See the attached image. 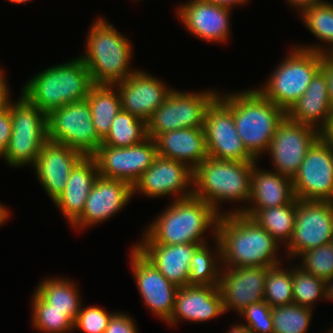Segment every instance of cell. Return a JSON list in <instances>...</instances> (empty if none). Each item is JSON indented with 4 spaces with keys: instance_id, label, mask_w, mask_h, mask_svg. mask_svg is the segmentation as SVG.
<instances>
[{
    "instance_id": "6da1fadb",
    "label": "cell",
    "mask_w": 333,
    "mask_h": 333,
    "mask_svg": "<svg viewBox=\"0 0 333 333\" xmlns=\"http://www.w3.org/2000/svg\"><path fill=\"white\" fill-rule=\"evenodd\" d=\"M216 238L220 243L223 268L282 264L276 255L280 244L252 217L242 213L231 211L220 215Z\"/></svg>"
},
{
    "instance_id": "7a4b0ae2",
    "label": "cell",
    "mask_w": 333,
    "mask_h": 333,
    "mask_svg": "<svg viewBox=\"0 0 333 333\" xmlns=\"http://www.w3.org/2000/svg\"><path fill=\"white\" fill-rule=\"evenodd\" d=\"M219 217L220 214L210 204L193 195L174 199L145 229L143 240L138 244H205L204 233L209 227L216 237Z\"/></svg>"
},
{
    "instance_id": "3957f363",
    "label": "cell",
    "mask_w": 333,
    "mask_h": 333,
    "mask_svg": "<svg viewBox=\"0 0 333 333\" xmlns=\"http://www.w3.org/2000/svg\"><path fill=\"white\" fill-rule=\"evenodd\" d=\"M94 85L91 73L78 57L35 74L21 94L48 114L58 107L85 100Z\"/></svg>"
},
{
    "instance_id": "277c9868",
    "label": "cell",
    "mask_w": 333,
    "mask_h": 333,
    "mask_svg": "<svg viewBox=\"0 0 333 333\" xmlns=\"http://www.w3.org/2000/svg\"><path fill=\"white\" fill-rule=\"evenodd\" d=\"M86 47L84 56L79 57L91 73L94 84L113 85L136 71L129 66L132 44L104 18L96 19L89 29Z\"/></svg>"
},
{
    "instance_id": "5b68a950",
    "label": "cell",
    "mask_w": 333,
    "mask_h": 333,
    "mask_svg": "<svg viewBox=\"0 0 333 333\" xmlns=\"http://www.w3.org/2000/svg\"><path fill=\"white\" fill-rule=\"evenodd\" d=\"M254 163L217 160L208 156L193 171L192 195L210 204L220 215L224 213L219 205L224 201L248 203Z\"/></svg>"
},
{
    "instance_id": "8992f818",
    "label": "cell",
    "mask_w": 333,
    "mask_h": 333,
    "mask_svg": "<svg viewBox=\"0 0 333 333\" xmlns=\"http://www.w3.org/2000/svg\"><path fill=\"white\" fill-rule=\"evenodd\" d=\"M286 112L256 88L233 93V118L247 151L258 161L268 152L272 138Z\"/></svg>"
},
{
    "instance_id": "52a82bcc",
    "label": "cell",
    "mask_w": 333,
    "mask_h": 333,
    "mask_svg": "<svg viewBox=\"0 0 333 333\" xmlns=\"http://www.w3.org/2000/svg\"><path fill=\"white\" fill-rule=\"evenodd\" d=\"M324 54L294 47L257 90L287 112L320 70Z\"/></svg>"
},
{
    "instance_id": "ba28073f",
    "label": "cell",
    "mask_w": 333,
    "mask_h": 333,
    "mask_svg": "<svg viewBox=\"0 0 333 333\" xmlns=\"http://www.w3.org/2000/svg\"><path fill=\"white\" fill-rule=\"evenodd\" d=\"M10 100L6 106L10 109L12 134L2 158L12 167L30 164L33 167L42 146L48 140L47 114L23 94L14 103Z\"/></svg>"
},
{
    "instance_id": "9c48e42d",
    "label": "cell",
    "mask_w": 333,
    "mask_h": 333,
    "mask_svg": "<svg viewBox=\"0 0 333 333\" xmlns=\"http://www.w3.org/2000/svg\"><path fill=\"white\" fill-rule=\"evenodd\" d=\"M219 96L217 91L181 92L172 90L165 102L146 122L147 136L182 128H203L207 109Z\"/></svg>"
},
{
    "instance_id": "30bf717a",
    "label": "cell",
    "mask_w": 333,
    "mask_h": 333,
    "mask_svg": "<svg viewBox=\"0 0 333 333\" xmlns=\"http://www.w3.org/2000/svg\"><path fill=\"white\" fill-rule=\"evenodd\" d=\"M204 132L208 156L217 160L258 162L238 135L233 118V93L222 94L206 112Z\"/></svg>"
},
{
    "instance_id": "8fae6325",
    "label": "cell",
    "mask_w": 333,
    "mask_h": 333,
    "mask_svg": "<svg viewBox=\"0 0 333 333\" xmlns=\"http://www.w3.org/2000/svg\"><path fill=\"white\" fill-rule=\"evenodd\" d=\"M47 137L48 140L65 144L85 156H92L102 145L86 99L50 111L47 114Z\"/></svg>"
},
{
    "instance_id": "7c38bea8",
    "label": "cell",
    "mask_w": 333,
    "mask_h": 333,
    "mask_svg": "<svg viewBox=\"0 0 333 333\" xmlns=\"http://www.w3.org/2000/svg\"><path fill=\"white\" fill-rule=\"evenodd\" d=\"M292 183L297 199L333 201V141L326 134L309 148Z\"/></svg>"
},
{
    "instance_id": "4fadbf2b",
    "label": "cell",
    "mask_w": 333,
    "mask_h": 333,
    "mask_svg": "<svg viewBox=\"0 0 333 333\" xmlns=\"http://www.w3.org/2000/svg\"><path fill=\"white\" fill-rule=\"evenodd\" d=\"M333 239V201L298 199L295 226L285 246L289 258L329 244ZM297 256V257H296Z\"/></svg>"
},
{
    "instance_id": "5bb4252c",
    "label": "cell",
    "mask_w": 333,
    "mask_h": 333,
    "mask_svg": "<svg viewBox=\"0 0 333 333\" xmlns=\"http://www.w3.org/2000/svg\"><path fill=\"white\" fill-rule=\"evenodd\" d=\"M321 135L312 126L294 122L286 116L277 126L268 149L274 171L293 179L309 148Z\"/></svg>"
},
{
    "instance_id": "9a60e30c",
    "label": "cell",
    "mask_w": 333,
    "mask_h": 333,
    "mask_svg": "<svg viewBox=\"0 0 333 333\" xmlns=\"http://www.w3.org/2000/svg\"><path fill=\"white\" fill-rule=\"evenodd\" d=\"M92 156L97 162L99 176L123 180L133 186L158 154L155 140L148 137L128 147L101 145Z\"/></svg>"
},
{
    "instance_id": "2e32d148",
    "label": "cell",
    "mask_w": 333,
    "mask_h": 333,
    "mask_svg": "<svg viewBox=\"0 0 333 333\" xmlns=\"http://www.w3.org/2000/svg\"><path fill=\"white\" fill-rule=\"evenodd\" d=\"M130 257L135 282L146 307L168 322L179 287L169 282L135 246H132Z\"/></svg>"
},
{
    "instance_id": "e0dca14e",
    "label": "cell",
    "mask_w": 333,
    "mask_h": 333,
    "mask_svg": "<svg viewBox=\"0 0 333 333\" xmlns=\"http://www.w3.org/2000/svg\"><path fill=\"white\" fill-rule=\"evenodd\" d=\"M132 189L133 196L139 192L148 197L176 194L175 199L187 198L193 194V170L176 160L157 156Z\"/></svg>"
},
{
    "instance_id": "ac0fdd59",
    "label": "cell",
    "mask_w": 333,
    "mask_h": 333,
    "mask_svg": "<svg viewBox=\"0 0 333 333\" xmlns=\"http://www.w3.org/2000/svg\"><path fill=\"white\" fill-rule=\"evenodd\" d=\"M267 268L262 266L221 268L218 288L224 313L233 309L239 314L249 305L265 301Z\"/></svg>"
},
{
    "instance_id": "d6986e66",
    "label": "cell",
    "mask_w": 333,
    "mask_h": 333,
    "mask_svg": "<svg viewBox=\"0 0 333 333\" xmlns=\"http://www.w3.org/2000/svg\"><path fill=\"white\" fill-rule=\"evenodd\" d=\"M113 85L119 92L122 110L145 122L173 90L167 88L160 79L142 70H136L127 79Z\"/></svg>"
},
{
    "instance_id": "ffe728a7",
    "label": "cell",
    "mask_w": 333,
    "mask_h": 333,
    "mask_svg": "<svg viewBox=\"0 0 333 333\" xmlns=\"http://www.w3.org/2000/svg\"><path fill=\"white\" fill-rule=\"evenodd\" d=\"M132 196V185L128 182L98 176L81 216L71 226L82 230L101 223L121 211Z\"/></svg>"
},
{
    "instance_id": "44dd1931",
    "label": "cell",
    "mask_w": 333,
    "mask_h": 333,
    "mask_svg": "<svg viewBox=\"0 0 333 333\" xmlns=\"http://www.w3.org/2000/svg\"><path fill=\"white\" fill-rule=\"evenodd\" d=\"M84 156L74 148L51 140L42 146L33 169L53 202L63 192L69 174Z\"/></svg>"
},
{
    "instance_id": "7402d4cb",
    "label": "cell",
    "mask_w": 333,
    "mask_h": 333,
    "mask_svg": "<svg viewBox=\"0 0 333 333\" xmlns=\"http://www.w3.org/2000/svg\"><path fill=\"white\" fill-rule=\"evenodd\" d=\"M177 7V17L195 37L209 42H226L230 34L231 8L189 0Z\"/></svg>"
},
{
    "instance_id": "603a6c76",
    "label": "cell",
    "mask_w": 333,
    "mask_h": 333,
    "mask_svg": "<svg viewBox=\"0 0 333 333\" xmlns=\"http://www.w3.org/2000/svg\"><path fill=\"white\" fill-rule=\"evenodd\" d=\"M286 116L294 122L312 126L321 134L330 131L333 124V107L325 75L320 70L312 78L305 93L286 112Z\"/></svg>"
},
{
    "instance_id": "cb8c5ba5",
    "label": "cell",
    "mask_w": 333,
    "mask_h": 333,
    "mask_svg": "<svg viewBox=\"0 0 333 333\" xmlns=\"http://www.w3.org/2000/svg\"><path fill=\"white\" fill-rule=\"evenodd\" d=\"M222 297L218 286L187 285L179 287L170 326H175L180 320L204 322L223 315Z\"/></svg>"
},
{
    "instance_id": "d4e9b609",
    "label": "cell",
    "mask_w": 333,
    "mask_h": 333,
    "mask_svg": "<svg viewBox=\"0 0 333 333\" xmlns=\"http://www.w3.org/2000/svg\"><path fill=\"white\" fill-rule=\"evenodd\" d=\"M157 154L195 170L207 157L204 128H182L159 134L155 139Z\"/></svg>"
},
{
    "instance_id": "484cf974",
    "label": "cell",
    "mask_w": 333,
    "mask_h": 333,
    "mask_svg": "<svg viewBox=\"0 0 333 333\" xmlns=\"http://www.w3.org/2000/svg\"><path fill=\"white\" fill-rule=\"evenodd\" d=\"M98 176V165L93 156H84L69 174L65 189L53 203L70 225L81 216Z\"/></svg>"
},
{
    "instance_id": "4316f807",
    "label": "cell",
    "mask_w": 333,
    "mask_h": 333,
    "mask_svg": "<svg viewBox=\"0 0 333 333\" xmlns=\"http://www.w3.org/2000/svg\"><path fill=\"white\" fill-rule=\"evenodd\" d=\"M200 245L202 243L136 244L134 246L153 263L169 282L183 287L187 286L191 258Z\"/></svg>"
},
{
    "instance_id": "83f0119b",
    "label": "cell",
    "mask_w": 333,
    "mask_h": 333,
    "mask_svg": "<svg viewBox=\"0 0 333 333\" xmlns=\"http://www.w3.org/2000/svg\"><path fill=\"white\" fill-rule=\"evenodd\" d=\"M294 199L292 179L280 175L276 171L260 170L255 162L248 207L238 208L233 210V213H242L244 209H266L287 205Z\"/></svg>"
},
{
    "instance_id": "f1b7e54d",
    "label": "cell",
    "mask_w": 333,
    "mask_h": 333,
    "mask_svg": "<svg viewBox=\"0 0 333 333\" xmlns=\"http://www.w3.org/2000/svg\"><path fill=\"white\" fill-rule=\"evenodd\" d=\"M298 199L290 204L266 209H244L242 214L252 217L279 244H288L293 235Z\"/></svg>"
},
{
    "instance_id": "f546056e",
    "label": "cell",
    "mask_w": 333,
    "mask_h": 333,
    "mask_svg": "<svg viewBox=\"0 0 333 333\" xmlns=\"http://www.w3.org/2000/svg\"><path fill=\"white\" fill-rule=\"evenodd\" d=\"M86 100L96 132L103 140L109 133L112 121L122 109L119 92L114 85L95 84Z\"/></svg>"
},
{
    "instance_id": "4dcf8cb0",
    "label": "cell",
    "mask_w": 333,
    "mask_h": 333,
    "mask_svg": "<svg viewBox=\"0 0 333 333\" xmlns=\"http://www.w3.org/2000/svg\"><path fill=\"white\" fill-rule=\"evenodd\" d=\"M73 282L61 277H52L41 281L35 291L52 305V308L66 311V315L75 321L82 304L77 285Z\"/></svg>"
},
{
    "instance_id": "1f68e13d",
    "label": "cell",
    "mask_w": 333,
    "mask_h": 333,
    "mask_svg": "<svg viewBox=\"0 0 333 333\" xmlns=\"http://www.w3.org/2000/svg\"><path fill=\"white\" fill-rule=\"evenodd\" d=\"M213 241L216 243V247H214L216 248L215 251H210L211 249H208V246L210 245L207 243L200 245L195 250L191 262L189 263V278L187 285L218 286L222 268L221 249L220 243L216 237L213 238ZM218 260L220 262H218Z\"/></svg>"
},
{
    "instance_id": "d6a6232c",
    "label": "cell",
    "mask_w": 333,
    "mask_h": 333,
    "mask_svg": "<svg viewBox=\"0 0 333 333\" xmlns=\"http://www.w3.org/2000/svg\"><path fill=\"white\" fill-rule=\"evenodd\" d=\"M300 16H302V21H304L303 23L305 24V26H307V29L316 38L321 40L322 43L324 42L329 46H327V49L323 48L324 46L320 47V45L317 44L314 46L305 45L297 47L318 52L324 55H333V3L322 1L319 4L313 5L310 8L305 9Z\"/></svg>"
},
{
    "instance_id": "836d02e7",
    "label": "cell",
    "mask_w": 333,
    "mask_h": 333,
    "mask_svg": "<svg viewBox=\"0 0 333 333\" xmlns=\"http://www.w3.org/2000/svg\"><path fill=\"white\" fill-rule=\"evenodd\" d=\"M147 138L146 122L121 109L112 121L102 145L128 147L139 144Z\"/></svg>"
},
{
    "instance_id": "e575fe53",
    "label": "cell",
    "mask_w": 333,
    "mask_h": 333,
    "mask_svg": "<svg viewBox=\"0 0 333 333\" xmlns=\"http://www.w3.org/2000/svg\"><path fill=\"white\" fill-rule=\"evenodd\" d=\"M32 300V325L43 333H67L74 329V321L66 311L52 308L36 291Z\"/></svg>"
},
{
    "instance_id": "d590c367",
    "label": "cell",
    "mask_w": 333,
    "mask_h": 333,
    "mask_svg": "<svg viewBox=\"0 0 333 333\" xmlns=\"http://www.w3.org/2000/svg\"><path fill=\"white\" fill-rule=\"evenodd\" d=\"M313 309L295 303L272 307L274 333H306Z\"/></svg>"
},
{
    "instance_id": "8d00e7d4",
    "label": "cell",
    "mask_w": 333,
    "mask_h": 333,
    "mask_svg": "<svg viewBox=\"0 0 333 333\" xmlns=\"http://www.w3.org/2000/svg\"><path fill=\"white\" fill-rule=\"evenodd\" d=\"M292 289V268L286 270L280 264L267 268L264 296L271 307L294 303Z\"/></svg>"
},
{
    "instance_id": "74e56055",
    "label": "cell",
    "mask_w": 333,
    "mask_h": 333,
    "mask_svg": "<svg viewBox=\"0 0 333 333\" xmlns=\"http://www.w3.org/2000/svg\"><path fill=\"white\" fill-rule=\"evenodd\" d=\"M295 268V269H294ZM292 269V290L294 303L313 309L317 299L325 298V281L304 272L298 265Z\"/></svg>"
},
{
    "instance_id": "f35d334b",
    "label": "cell",
    "mask_w": 333,
    "mask_h": 333,
    "mask_svg": "<svg viewBox=\"0 0 333 333\" xmlns=\"http://www.w3.org/2000/svg\"><path fill=\"white\" fill-rule=\"evenodd\" d=\"M299 267L325 282L333 277V250L331 244L307 250L300 254Z\"/></svg>"
},
{
    "instance_id": "ab89813d",
    "label": "cell",
    "mask_w": 333,
    "mask_h": 333,
    "mask_svg": "<svg viewBox=\"0 0 333 333\" xmlns=\"http://www.w3.org/2000/svg\"><path fill=\"white\" fill-rule=\"evenodd\" d=\"M239 315L246 320L244 325L252 333H274L272 307L266 301L249 305Z\"/></svg>"
},
{
    "instance_id": "60d3db41",
    "label": "cell",
    "mask_w": 333,
    "mask_h": 333,
    "mask_svg": "<svg viewBox=\"0 0 333 333\" xmlns=\"http://www.w3.org/2000/svg\"><path fill=\"white\" fill-rule=\"evenodd\" d=\"M112 312L105 311L102 307L90 306L82 307L74 321V329L84 333H104Z\"/></svg>"
},
{
    "instance_id": "b9f144b4",
    "label": "cell",
    "mask_w": 333,
    "mask_h": 333,
    "mask_svg": "<svg viewBox=\"0 0 333 333\" xmlns=\"http://www.w3.org/2000/svg\"><path fill=\"white\" fill-rule=\"evenodd\" d=\"M134 319L122 312H113L104 333H138Z\"/></svg>"
},
{
    "instance_id": "7bdbcfd3",
    "label": "cell",
    "mask_w": 333,
    "mask_h": 333,
    "mask_svg": "<svg viewBox=\"0 0 333 333\" xmlns=\"http://www.w3.org/2000/svg\"><path fill=\"white\" fill-rule=\"evenodd\" d=\"M12 134L10 109L5 106L0 110V157H3Z\"/></svg>"
},
{
    "instance_id": "ee69618b",
    "label": "cell",
    "mask_w": 333,
    "mask_h": 333,
    "mask_svg": "<svg viewBox=\"0 0 333 333\" xmlns=\"http://www.w3.org/2000/svg\"><path fill=\"white\" fill-rule=\"evenodd\" d=\"M320 71L325 75L327 81L328 95L331 105L333 107V55H324Z\"/></svg>"
},
{
    "instance_id": "f6af8a7d",
    "label": "cell",
    "mask_w": 333,
    "mask_h": 333,
    "mask_svg": "<svg viewBox=\"0 0 333 333\" xmlns=\"http://www.w3.org/2000/svg\"><path fill=\"white\" fill-rule=\"evenodd\" d=\"M4 71L0 73V110L6 106L9 97V86L5 79Z\"/></svg>"
},
{
    "instance_id": "bcb514c9",
    "label": "cell",
    "mask_w": 333,
    "mask_h": 333,
    "mask_svg": "<svg viewBox=\"0 0 333 333\" xmlns=\"http://www.w3.org/2000/svg\"><path fill=\"white\" fill-rule=\"evenodd\" d=\"M324 0H287V2L296 9L299 10V14H301L305 9L310 8L313 5L319 4Z\"/></svg>"
},
{
    "instance_id": "7dc6e473",
    "label": "cell",
    "mask_w": 333,
    "mask_h": 333,
    "mask_svg": "<svg viewBox=\"0 0 333 333\" xmlns=\"http://www.w3.org/2000/svg\"><path fill=\"white\" fill-rule=\"evenodd\" d=\"M201 1L232 8L233 6H237L239 4L240 5L245 4L249 0H201Z\"/></svg>"
},
{
    "instance_id": "c3c4849f",
    "label": "cell",
    "mask_w": 333,
    "mask_h": 333,
    "mask_svg": "<svg viewBox=\"0 0 333 333\" xmlns=\"http://www.w3.org/2000/svg\"><path fill=\"white\" fill-rule=\"evenodd\" d=\"M333 301V277L325 282V298Z\"/></svg>"
},
{
    "instance_id": "681fc988",
    "label": "cell",
    "mask_w": 333,
    "mask_h": 333,
    "mask_svg": "<svg viewBox=\"0 0 333 333\" xmlns=\"http://www.w3.org/2000/svg\"><path fill=\"white\" fill-rule=\"evenodd\" d=\"M228 333H252L244 324H235Z\"/></svg>"
},
{
    "instance_id": "f907efd6",
    "label": "cell",
    "mask_w": 333,
    "mask_h": 333,
    "mask_svg": "<svg viewBox=\"0 0 333 333\" xmlns=\"http://www.w3.org/2000/svg\"><path fill=\"white\" fill-rule=\"evenodd\" d=\"M9 215L10 213L8 208L5 205L3 206V204H0V226L8 220Z\"/></svg>"
},
{
    "instance_id": "816d5d0a",
    "label": "cell",
    "mask_w": 333,
    "mask_h": 333,
    "mask_svg": "<svg viewBox=\"0 0 333 333\" xmlns=\"http://www.w3.org/2000/svg\"><path fill=\"white\" fill-rule=\"evenodd\" d=\"M8 1L15 3V4H22V3L29 2L31 0H8Z\"/></svg>"
},
{
    "instance_id": "f5cc1de1",
    "label": "cell",
    "mask_w": 333,
    "mask_h": 333,
    "mask_svg": "<svg viewBox=\"0 0 333 333\" xmlns=\"http://www.w3.org/2000/svg\"><path fill=\"white\" fill-rule=\"evenodd\" d=\"M326 135L333 141V124L330 131Z\"/></svg>"
},
{
    "instance_id": "db71d44e",
    "label": "cell",
    "mask_w": 333,
    "mask_h": 333,
    "mask_svg": "<svg viewBox=\"0 0 333 333\" xmlns=\"http://www.w3.org/2000/svg\"><path fill=\"white\" fill-rule=\"evenodd\" d=\"M330 244H331V246H332V250H333V239H332V241L330 242Z\"/></svg>"
}]
</instances>
